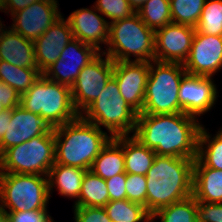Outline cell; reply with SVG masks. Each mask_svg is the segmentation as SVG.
<instances>
[{
    "mask_svg": "<svg viewBox=\"0 0 222 222\" xmlns=\"http://www.w3.org/2000/svg\"><path fill=\"white\" fill-rule=\"evenodd\" d=\"M48 177L36 174L0 173V209L9 212L47 210Z\"/></svg>",
    "mask_w": 222,
    "mask_h": 222,
    "instance_id": "cell-8",
    "label": "cell"
},
{
    "mask_svg": "<svg viewBox=\"0 0 222 222\" xmlns=\"http://www.w3.org/2000/svg\"><path fill=\"white\" fill-rule=\"evenodd\" d=\"M2 26H4V25H2V22L0 21V36H1V34L3 33V31H4V30H3L4 27H2Z\"/></svg>",
    "mask_w": 222,
    "mask_h": 222,
    "instance_id": "cell-44",
    "label": "cell"
},
{
    "mask_svg": "<svg viewBox=\"0 0 222 222\" xmlns=\"http://www.w3.org/2000/svg\"><path fill=\"white\" fill-rule=\"evenodd\" d=\"M86 169L54 163L48 173L49 194L57 187L59 194L78 200Z\"/></svg>",
    "mask_w": 222,
    "mask_h": 222,
    "instance_id": "cell-23",
    "label": "cell"
},
{
    "mask_svg": "<svg viewBox=\"0 0 222 222\" xmlns=\"http://www.w3.org/2000/svg\"><path fill=\"white\" fill-rule=\"evenodd\" d=\"M54 137L55 163L86 170L91 169L101 149L112 138L81 115L54 128Z\"/></svg>",
    "mask_w": 222,
    "mask_h": 222,
    "instance_id": "cell-3",
    "label": "cell"
},
{
    "mask_svg": "<svg viewBox=\"0 0 222 222\" xmlns=\"http://www.w3.org/2000/svg\"><path fill=\"white\" fill-rule=\"evenodd\" d=\"M20 105L28 112L45 118L53 127H59L76 119L71 88L46 78L43 74L27 92L20 95Z\"/></svg>",
    "mask_w": 222,
    "mask_h": 222,
    "instance_id": "cell-5",
    "label": "cell"
},
{
    "mask_svg": "<svg viewBox=\"0 0 222 222\" xmlns=\"http://www.w3.org/2000/svg\"><path fill=\"white\" fill-rule=\"evenodd\" d=\"M206 0H170L172 23L196 27Z\"/></svg>",
    "mask_w": 222,
    "mask_h": 222,
    "instance_id": "cell-31",
    "label": "cell"
},
{
    "mask_svg": "<svg viewBox=\"0 0 222 222\" xmlns=\"http://www.w3.org/2000/svg\"><path fill=\"white\" fill-rule=\"evenodd\" d=\"M197 222H222V203L196 201Z\"/></svg>",
    "mask_w": 222,
    "mask_h": 222,
    "instance_id": "cell-36",
    "label": "cell"
},
{
    "mask_svg": "<svg viewBox=\"0 0 222 222\" xmlns=\"http://www.w3.org/2000/svg\"><path fill=\"white\" fill-rule=\"evenodd\" d=\"M150 62H114L113 77L116 79L121 97L138 114L142 112Z\"/></svg>",
    "mask_w": 222,
    "mask_h": 222,
    "instance_id": "cell-12",
    "label": "cell"
},
{
    "mask_svg": "<svg viewBox=\"0 0 222 222\" xmlns=\"http://www.w3.org/2000/svg\"><path fill=\"white\" fill-rule=\"evenodd\" d=\"M129 4L136 11L138 10L147 0H128Z\"/></svg>",
    "mask_w": 222,
    "mask_h": 222,
    "instance_id": "cell-42",
    "label": "cell"
},
{
    "mask_svg": "<svg viewBox=\"0 0 222 222\" xmlns=\"http://www.w3.org/2000/svg\"><path fill=\"white\" fill-rule=\"evenodd\" d=\"M196 32L222 36V0H206Z\"/></svg>",
    "mask_w": 222,
    "mask_h": 222,
    "instance_id": "cell-32",
    "label": "cell"
},
{
    "mask_svg": "<svg viewBox=\"0 0 222 222\" xmlns=\"http://www.w3.org/2000/svg\"><path fill=\"white\" fill-rule=\"evenodd\" d=\"M125 173L146 175L152 166L156 153L144 146L133 135L123 136Z\"/></svg>",
    "mask_w": 222,
    "mask_h": 222,
    "instance_id": "cell-24",
    "label": "cell"
},
{
    "mask_svg": "<svg viewBox=\"0 0 222 222\" xmlns=\"http://www.w3.org/2000/svg\"><path fill=\"white\" fill-rule=\"evenodd\" d=\"M195 159L156 155L147 172V211L158 209L193 195Z\"/></svg>",
    "mask_w": 222,
    "mask_h": 222,
    "instance_id": "cell-2",
    "label": "cell"
},
{
    "mask_svg": "<svg viewBox=\"0 0 222 222\" xmlns=\"http://www.w3.org/2000/svg\"><path fill=\"white\" fill-rule=\"evenodd\" d=\"M197 158L206 167L222 170V128L211 138L201 124L198 135Z\"/></svg>",
    "mask_w": 222,
    "mask_h": 222,
    "instance_id": "cell-27",
    "label": "cell"
},
{
    "mask_svg": "<svg viewBox=\"0 0 222 222\" xmlns=\"http://www.w3.org/2000/svg\"><path fill=\"white\" fill-rule=\"evenodd\" d=\"M20 105V94L0 81V113Z\"/></svg>",
    "mask_w": 222,
    "mask_h": 222,
    "instance_id": "cell-39",
    "label": "cell"
},
{
    "mask_svg": "<svg viewBox=\"0 0 222 222\" xmlns=\"http://www.w3.org/2000/svg\"><path fill=\"white\" fill-rule=\"evenodd\" d=\"M137 115L138 113L121 97L113 76L107 81L98 98L81 113L86 121L100 129L103 125L112 138L134 133Z\"/></svg>",
    "mask_w": 222,
    "mask_h": 222,
    "instance_id": "cell-7",
    "label": "cell"
},
{
    "mask_svg": "<svg viewBox=\"0 0 222 222\" xmlns=\"http://www.w3.org/2000/svg\"><path fill=\"white\" fill-rule=\"evenodd\" d=\"M57 5V0H38L12 15L11 28L34 42L61 17Z\"/></svg>",
    "mask_w": 222,
    "mask_h": 222,
    "instance_id": "cell-15",
    "label": "cell"
},
{
    "mask_svg": "<svg viewBox=\"0 0 222 222\" xmlns=\"http://www.w3.org/2000/svg\"><path fill=\"white\" fill-rule=\"evenodd\" d=\"M198 119L186 113L138 114L133 136L156 155L197 158Z\"/></svg>",
    "mask_w": 222,
    "mask_h": 222,
    "instance_id": "cell-1",
    "label": "cell"
},
{
    "mask_svg": "<svg viewBox=\"0 0 222 222\" xmlns=\"http://www.w3.org/2000/svg\"><path fill=\"white\" fill-rule=\"evenodd\" d=\"M100 52L74 38L61 52L59 59L42 74L57 83L72 87L81 70Z\"/></svg>",
    "mask_w": 222,
    "mask_h": 222,
    "instance_id": "cell-11",
    "label": "cell"
},
{
    "mask_svg": "<svg viewBox=\"0 0 222 222\" xmlns=\"http://www.w3.org/2000/svg\"><path fill=\"white\" fill-rule=\"evenodd\" d=\"M75 222H112L104 207H74Z\"/></svg>",
    "mask_w": 222,
    "mask_h": 222,
    "instance_id": "cell-35",
    "label": "cell"
},
{
    "mask_svg": "<svg viewBox=\"0 0 222 222\" xmlns=\"http://www.w3.org/2000/svg\"><path fill=\"white\" fill-rule=\"evenodd\" d=\"M90 170L104 180L125 173L123 136L113 137L108 141L95 158Z\"/></svg>",
    "mask_w": 222,
    "mask_h": 222,
    "instance_id": "cell-22",
    "label": "cell"
},
{
    "mask_svg": "<svg viewBox=\"0 0 222 222\" xmlns=\"http://www.w3.org/2000/svg\"><path fill=\"white\" fill-rule=\"evenodd\" d=\"M114 62L99 53L78 75L71 87L74 108L81 113L100 95L107 81L113 75Z\"/></svg>",
    "mask_w": 222,
    "mask_h": 222,
    "instance_id": "cell-10",
    "label": "cell"
},
{
    "mask_svg": "<svg viewBox=\"0 0 222 222\" xmlns=\"http://www.w3.org/2000/svg\"><path fill=\"white\" fill-rule=\"evenodd\" d=\"M74 39L68 20L61 16L34 41L35 61L41 73L56 62L65 46Z\"/></svg>",
    "mask_w": 222,
    "mask_h": 222,
    "instance_id": "cell-18",
    "label": "cell"
},
{
    "mask_svg": "<svg viewBox=\"0 0 222 222\" xmlns=\"http://www.w3.org/2000/svg\"><path fill=\"white\" fill-rule=\"evenodd\" d=\"M197 204L193 195L171 205L158 209L152 214V221L160 218L161 222H197Z\"/></svg>",
    "mask_w": 222,
    "mask_h": 222,
    "instance_id": "cell-29",
    "label": "cell"
},
{
    "mask_svg": "<svg viewBox=\"0 0 222 222\" xmlns=\"http://www.w3.org/2000/svg\"><path fill=\"white\" fill-rule=\"evenodd\" d=\"M109 202L106 182L100 176L87 170L83 176L81 191L74 207H104Z\"/></svg>",
    "mask_w": 222,
    "mask_h": 222,
    "instance_id": "cell-25",
    "label": "cell"
},
{
    "mask_svg": "<svg viewBox=\"0 0 222 222\" xmlns=\"http://www.w3.org/2000/svg\"><path fill=\"white\" fill-rule=\"evenodd\" d=\"M183 66L187 74L212 77L222 67V36L195 32Z\"/></svg>",
    "mask_w": 222,
    "mask_h": 222,
    "instance_id": "cell-14",
    "label": "cell"
},
{
    "mask_svg": "<svg viewBox=\"0 0 222 222\" xmlns=\"http://www.w3.org/2000/svg\"><path fill=\"white\" fill-rule=\"evenodd\" d=\"M94 7L112 23L132 16L136 11L128 0H97Z\"/></svg>",
    "mask_w": 222,
    "mask_h": 222,
    "instance_id": "cell-33",
    "label": "cell"
},
{
    "mask_svg": "<svg viewBox=\"0 0 222 222\" xmlns=\"http://www.w3.org/2000/svg\"><path fill=\"white\" fill-rule=\"evenodd\" d=\"M126 199L144 206L147 210V180L145 175L127 174Z\"/></svg>",
    "mask_w": 222,
    "mask_h": 222,
    "instance_id": "cell-34",
    "label": "cell"
},
{
    "mask_svg": "<svg viewBox=\"0 0 222 222\" xmlns=\"http://www.w3.org/2000/svg\"><path fill=\"white\" fill-rule=\"evenodd\" d=\"M193 196L196 201L222 203V170L206 167L196 158L193 165Z\"/></svg>",
    "mask_w": 222,
    "mask_h": 222,
    "instance_id": "cell-21",
    "label": "cell"
},
{
    "mask_svg": "<svg viewBox=\"0 0 222 222\" xmlns=\"http://www.w3.org/2000/svg\"><path fill=\"white\" fill-rule=\"evenodd\" d=\"M92 7V9L81 8L73 11L67 20L74 38L101 52L99 44L107 45L109 39V22L101 14L96 13L98 10L94 6Z\"/></svg>",
    "mask_w": 222,
    "mask_h": 222,
    "instance_id": "cell-19",
    "label": "cell"
},
{
    "mask_svg": "<svg viewBox=\"0 0 222 222\" xmlns=\"http://www.w3.org/2000/svg\"><path fill=\"white\" fill-rule=\"evenodd\" d=\"M104 209L112 222H152V215L128 199L109 201Z\"/></svg>",
    "mask_w": 222,
    "mask_h": 222,
    "instance_id": "cell-28",
    "label": "cell"
},
{
    "mask_svg": "<svg viewBox=\"0 0 222 222\" xmlns=\"http://www.w3.org/2000/svg\"><path fill=\"white\" fill-rule=\"evenodd\" d=\"M38 0H0V10H5L11 13V16L24 8L30 6Z\"/></svg>",
    "mask_w": 222,
    "mask_h": 222,
    "instance_id": "cell-40",
    "label": "cell"
},
{
    "mask_svg": "<svg viewBox=\"0 0 222 222\" xmlns=\"http://www.w3.org/2000/svg\"><path fill=\"white\" fill-rule=\"evenodd\" d=\"M0 222H9L7 213L2 209H0Z\"/></svg>",
    "mask_w": 222,
    "mask_h": 222,
    "instance_id": "cell-43",
    "label": "cell"
},
{
    "mask_svg": "<svg viewBox=\"0 0 222 222\" xmlns=\"http://www.w3.org/2000/svg\"><path fill=\"white\" fill-rule=\"evenodd\" d=\"M186 74L183 64L151 61L143 110L139 114L163 115L183 112L179 106V85Z\"/></svg>",
    "mask_w": 222,
    "mask_h": 222,
    "instance_id": "cell-6",
    "label": "cell"
},
{
    "mask_svg": "<svg viewBox=\"0 0 222 222\" xmlns=\"http://www.w3.org/2000/svg\"><path fill=\"white\" fill-rule=\"evenodd\" d=\"M55 152L53 130L6 149L0 155V173L48 176L55 163Z\"/></svg>",
    "mask_w": 222,
    "mask_h": 222,
    "instance_id": "cell-9",
    "label": "cell"
},
{
    "mask_svg": "<svg viewBox=\"0 0 222 222\" xmlns=\"http://www.w3.org/2000/svg\"><path fill=\"white\" fill-rule=\"evenodd\" d=\"M126 173H120L105 180L109 192V201L126 199Z\"/></svg>",
    "mask_w": 222,
    "mask_h": 222,
    "instance_id": "cell-38",
    "label": "cell"
},
{
    "mask_svg": "<svg viewBox=\"0 0 222 222\" xmlns=\"http://www.w3.org/2000/svg\"><path fill=\"white\" fill-rule=\"evenodd\" d=\"M107 55L113 62L136 61L151 62L155 60V31L149 28L137 13L132 16L109 23ZM135 60H130L131 55Z\"/></svg>",
    "mask_w": 222,
    "mask_h": 222,
    "instance_id": "cell-4",
    "label": "cell"
},
{
    "mask_svg": "<svg viewBox=\"0 0 222 222\" xmlns=\"http://www.w3.org/2000/svg\"><path fill=\"white\" fill-rule=\"evenodd\" d=\"M6 130L0 142V155L14 145L51 133L54 128L42 116L28 112L18 105L12 108L10 124Z\"/></svg>",
    "mask_w": 222,
    "mask_h": 222,
    "instance_id": "cell-17",
    "label": "cell"
},
{
    "mask_svg": "<svg viewBox=\"0 0 222 222\" xmlns=\"http://www.w3.org/2000/svg\"><path fill=\"white\" fill-rule=\"evenodd\" d=\"M41 74L38 68L17 67L0 60V81L11 86L20 95L27 92Z\"/></svg>",
    "mask_w": 222,
    "mask_h": 222,
    "instance_id": "cell-26",
    "label": "cell"
},
{
    "mask_svg": "<svg viewBox=\"0 0 222 222\" xmlns=\"http://www.w3.org/2000/svg\"><path fill=\"white\" fill-rule=\"evenodd\" d=\"M0 60L17 67L38 68L34 42L27 40L12 28L4 29L0 36Z\"/></svg>",
    "mask_w": 222,
    "mask_h": 222,
    "instance_id": "cell-20",
    "label": "cell"
},
{
    "mask_svg": "<svg viewBox=\"0 0 222 222\" xmlns=\"http://www.w3.org/2000/svg\"><path fill=\"white\" fill-rule=\"evenodd\" d=\"M12 109H5L0 113V142L6 133V128L10 124Z\"/></svg>",
    "mask_w": 222,
    "mask_h": 222,
    "instance_id": "cell-41",
    "label": "cell"
},
{
    "mask_svg": "<svg viewBox=\"0 0 222 222\" xmlns=\"http://www.w3.org/2000/svg\"><path fill=\"white\" fill-rule=\"evenodd\" d=\"M136 13L154 31L172 23L170 0H147Z\"/></svg>",
    "mask_w": 222,
    "mask_h": 222,
    "instance_id": "cell-30",
    "label": "cell"
},
{
    "mask_svg": "<svg viewBox=\"0 0 222 222\" xmlns=\"http://www.w3.org/2000/svg\"><path fill=\"white\" fill-rule=\"evenodd\" d=\"M9 222H54L47 210H34V211H21V212H8Z\"/></svg>",
    "mask_w": 222,
    "mask_h": 222,
    "instance_id": "cell-37",
    "label": "cell"
},
{
    "mask_svg": "<svg viewBox=\"0 0 222 222\" xmlns=\"http://www.w3.org/2000/svg\"><path fill=\"white\" fill-rule=\"evenodd\" d=\"M195 32L194 27L175 23L155 30V60L184 64Z\"/></svg>",
    "mask_w": 222,
    "mask_h": 222,
    "instance_id": "cell-13",
    "label": "cell"
},
{
    "mask_svg": "<svg viewBox=\"0 0 222 222\" xmlns=\"http://www.w3.org/2000/svg\"><path fill=\"white\" fill-rule=\"evenodd\" d=\"M212 77L186 74L179 85V106L187 115L200 116L208 112L217 99Z\"/></svg>",
    "mask_w": 222,
    "mask_h": 222,
    "instance_id": "cell-16",
    "label": "cell"
}]
</instances>
